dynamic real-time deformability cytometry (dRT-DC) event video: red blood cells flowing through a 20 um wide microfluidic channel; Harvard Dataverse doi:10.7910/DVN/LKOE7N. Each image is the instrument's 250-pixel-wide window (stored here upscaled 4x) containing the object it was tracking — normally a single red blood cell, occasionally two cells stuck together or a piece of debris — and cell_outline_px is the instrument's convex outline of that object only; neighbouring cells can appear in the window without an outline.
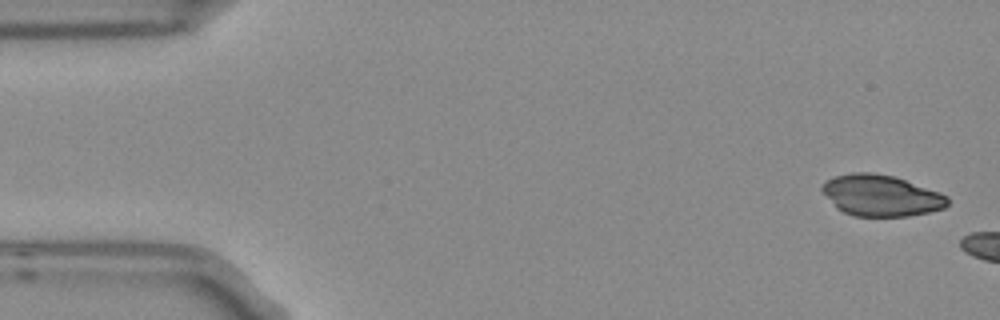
{"species": "Egyptian fruit bat (a non-hibernating species)", "species_latin": "Rousettus aegyptiacus", "temperature_condition": "room temperature", "stored_images_in_passage": 5, "segment_of_instrument_passage": [2, 2], "camera_frame_rate_fps": 3000, "um_per_image_px": 0.085, "frame": {"image": 1, "passage_image": 5, "time_ms": 1.333, "image_size_px": [1000, 320], "cell_outline_px": [[948, 204], [944, 208], [928, 212], [908, 216], [852, 216], [836, 208], [820, 188], [824, 180], [832, 176], [852, 172], [872, 172], [892, 176], [940, 192], [948, 196]], "centroid_in_image_um": [74.85, 16.61], "position_along_channel_um": 10.2, "area_um2": 30.17}}